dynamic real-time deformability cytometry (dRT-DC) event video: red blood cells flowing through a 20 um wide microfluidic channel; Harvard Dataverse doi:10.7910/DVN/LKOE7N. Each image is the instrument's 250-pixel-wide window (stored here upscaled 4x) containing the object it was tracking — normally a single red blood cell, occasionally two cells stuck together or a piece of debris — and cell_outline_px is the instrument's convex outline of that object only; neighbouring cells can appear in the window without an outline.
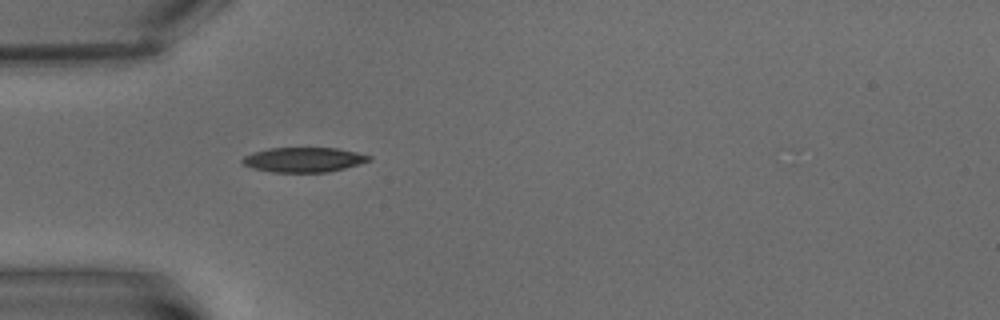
{"species": "common noctule bat (a hibernating species)", "species_latin": "Nyctalus noctula", "temperature_condition": "warm", "stored_images_in_passage": 1, "camera_frame_rate_fps": 3000, "um_per_image_px": 0.085, "animal": {"sex": "male", "body_mass_g": 15.6}, "frame": {"image": 1, "passage_image": 1, "time_ms": 0.0, "image_size_px": [1000, 320], "cell_outline_px": [[372, 160], [344, 168], [328, 172], [272, 172], [252, 168], [244, 164], [240, 160], [244, 156], [252, 152], [268, 148], [336, 148], [356, 152], [372, 156]], "centroid_in_image_um": [25.79, 13.57], "position_along_channel_um": 59.2, "area_um2": 18.26}}